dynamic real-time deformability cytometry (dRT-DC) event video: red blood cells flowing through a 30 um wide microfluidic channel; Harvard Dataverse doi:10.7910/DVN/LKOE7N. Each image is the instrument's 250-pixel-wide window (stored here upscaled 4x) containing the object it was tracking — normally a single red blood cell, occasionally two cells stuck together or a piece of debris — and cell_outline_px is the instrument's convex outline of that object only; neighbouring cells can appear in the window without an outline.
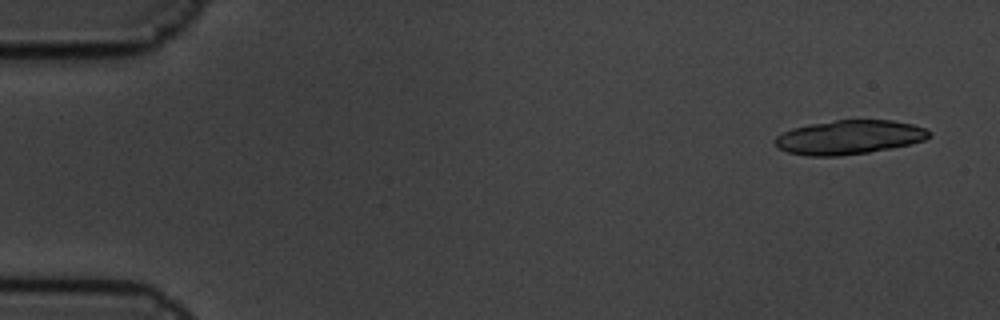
{"species": "common noctule bat (a hibernating species)", "species_latin": "Nyctalus noctula", "temperature_condition": "cold", "stored_images_in_passage": 4, "camera_frame_rate_fps": 3000, "um_per_image_px": 0.085, "animal": {"sex": "male", "body_mass_g": 19.5, "forearm_length_mm": 54.6}, "frame": {"image": 1, "passage_image": 1, "time_ms": 0.0, "image_size_px": [1000, 320], "cell_outline_px": [[932, 136], [924, 140], [912, 144], [892, 148], [868, 152], [840, 156], [808, 156], [788, 152], [776, 148], [772, 140], [776, 136], [792, 128], [808, 124], [836, 120], [892, 120], [912, 124], [924, 128], [932, 132]], "centroid_in_image_um": [72.16, 11.67], "position_along_channel_um": 12.8, "area_um2": 30.92}}